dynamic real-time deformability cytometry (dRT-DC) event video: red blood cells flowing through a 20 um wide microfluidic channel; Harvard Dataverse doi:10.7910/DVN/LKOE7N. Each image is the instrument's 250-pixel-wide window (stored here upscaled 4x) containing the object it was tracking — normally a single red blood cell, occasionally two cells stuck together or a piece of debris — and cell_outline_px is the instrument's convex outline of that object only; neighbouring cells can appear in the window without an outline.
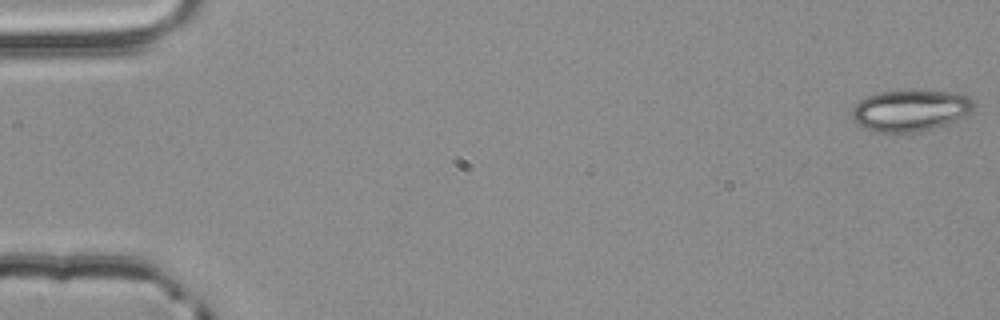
{"species": "common noctule bat (a hibernating species)", "species_latin": "Nyctalus noctula", "temperature_condition": "room temperature", "stored_images_in_passage": 55, "camera_frame_rate_fps": 3000, "um_per_image_px": 0.085, "animal": {"sex": "male", "body_mass_g": 20.4}, "frame": {"image": 1, "passage_image": 1, "time_ms": 0.0, "image_size_px": [1000, 320], "cell_outline_px": [[976, 104], [972, 112], [968, 116], [920, 132], [876, 132], [860, 128], [852, 120], [852, 108], [860, 100], [868, 96], [880, 92], [912, 88], [956, 92], [968, 96]], "centroid_in_image_um": [77.39, 9.36], "position_along_channel_um": 7.6, "area_um2": 30.4}}
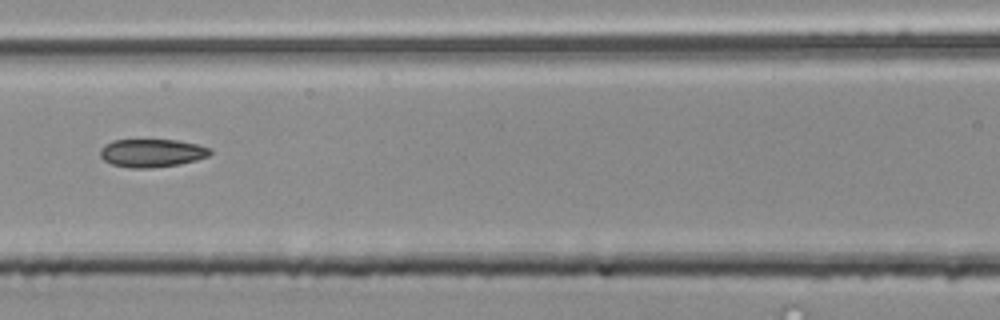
{"frame": {"image": 2, "passage_image": 25, "time_ms": 8.0, "image_size_px": [1000, 320], "cell_outline_px": [[212, 152], [208, 156], [196, 160], [180, 164], [148, 168], [132, 168], [112, 164], [104, 160], [100, 156], [100, 148], [104, 144], [112, 140], [176, 140], [196, 144], [212, 148]], "centroid_in_image_um": [12.9, 13.0], "position_along_channel_um": 153.7, "area_um2": 18.03}}
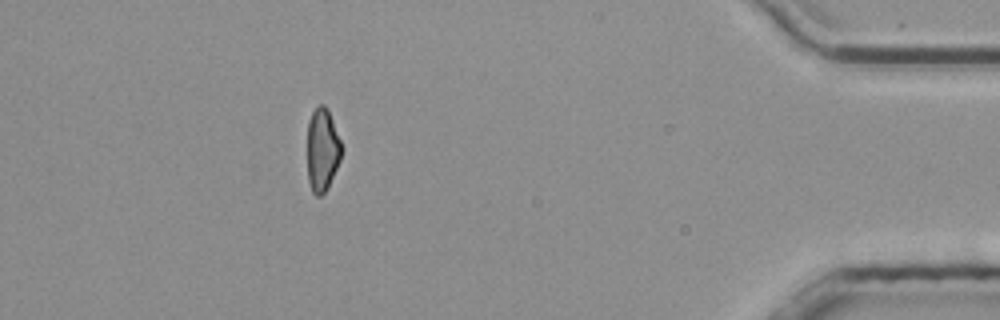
{"frame": {"image": 3, "passage_image": 49, "time_ms": 16.0, "image_size_px": [1000, 320], "cell_outline_px": [[344, 148], [340, 160], [328, 188], [320, 196], [316, 196], [312, 192], [308, 180], [308, 120], [312, 112], [320, 104], [324, 104], [328, 108]], "centroid_in_image_um": [27.42, 12.72], "position_along_channel_um": 407.8, "area_um2": 16.82}, "authors_computed_cell_mechanics": {"area_um2": 18.1492, "velocity_mm_per_s": 3.8711, "shape_relaxation_time_tau1_ms": null, "shape_relaxation_time_tau2_ms": 2.8737, "deformation_change_tau1": null, "deformation_change_tau2": 0.0781}}